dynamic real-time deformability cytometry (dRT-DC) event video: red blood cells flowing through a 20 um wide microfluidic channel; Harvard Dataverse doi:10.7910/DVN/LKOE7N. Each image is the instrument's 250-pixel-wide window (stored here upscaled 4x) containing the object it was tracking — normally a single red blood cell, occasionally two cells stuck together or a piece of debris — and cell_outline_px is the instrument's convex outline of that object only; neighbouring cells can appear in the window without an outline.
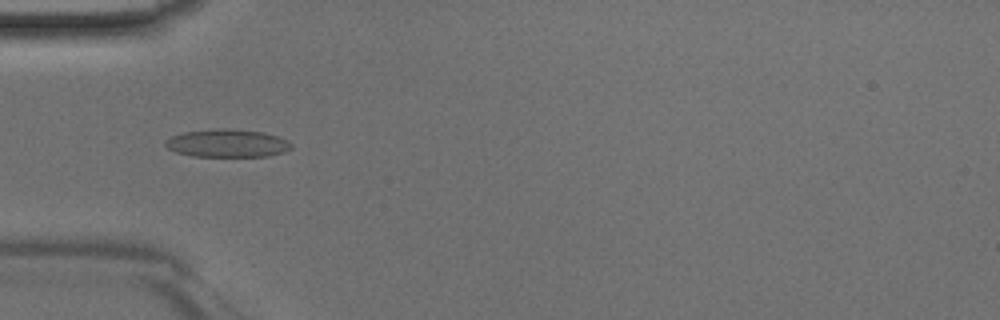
{"species": "Egyptian fruit bat (a non-hibernating species)", "species_latin": "Rousettus aegyptiacus", "temperature_condition": "room temperature", "stored_images_in_passage": 46, "camera_frame_rate_fps": 3000, "um_per_image_px": 0.085, "animal": {"sex": "male"}, "frame": {"image": 1, "passage_image": 15, "time_ms": 4.667, "image_size_px": [1000, 320], "cell_outline_px": [[292, 148], [284, 152], [268, 156], [192, 156], [176, 152], [168, 148], [164, 144], [164, 140], [172, 136], [184, 132], [216, 128], [228, 128], [264, 132], [288, 140], [292, 144]], "centroid_in_image_um": [19.32, 12.17], "position_along_channel_um": 65.7, "area_um2": 20.58}}
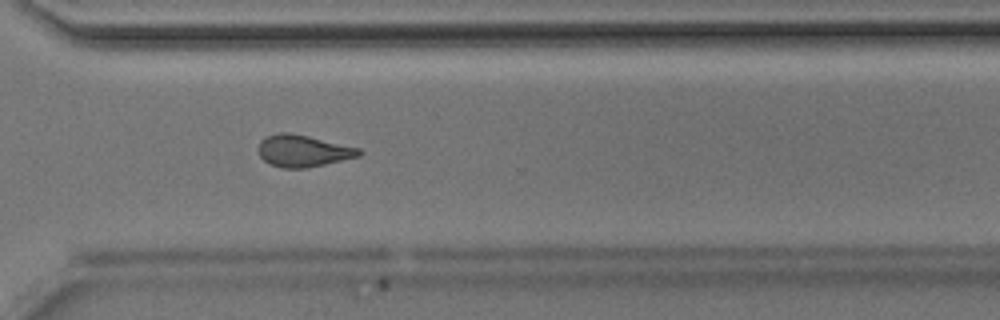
{"frame": {"image": 2, "passage_image": 34, "time_ms": 11.0, "image_size_px": [1000, 320], "cell_outline_px": [[364, 152], [360, 156], [308, 168], [280, 168], [268, 164], [260, 156], [256, 148], [260, 140], [268, 136], [280, 132], [292, 132], [360, 148]], "centroid_in_image_um": [25.74, 12.83], "position_along_channel_um": 344.9, "area_um2": 19.02}}
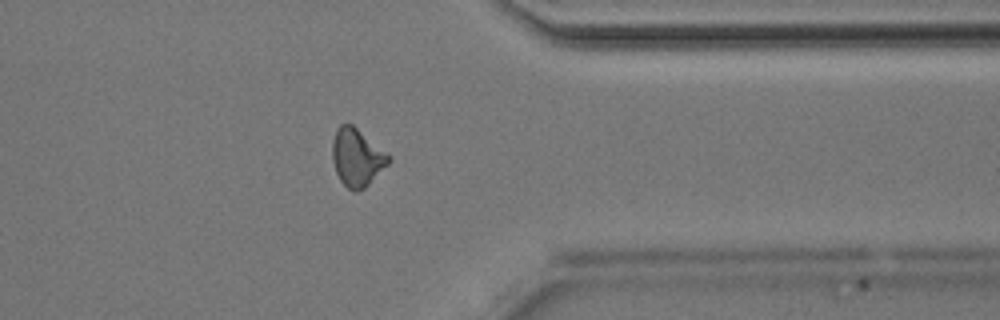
{"frame": {"image": 3, "passage_image": 37, "time_ms": 12.0, "image_size_px": [1000, 320], "cell_outline_px": [[392, 160], [364, 188], [352, 192], [340, 180], [336, 172], [332, 160], [332, 140], [336, 128], [340, 124], [352, 124], [392, 156]], "centroid_in_image_um": [30.34, 13.36], "position_along_channel_um": 381.1, "area_um2": 18.96}}